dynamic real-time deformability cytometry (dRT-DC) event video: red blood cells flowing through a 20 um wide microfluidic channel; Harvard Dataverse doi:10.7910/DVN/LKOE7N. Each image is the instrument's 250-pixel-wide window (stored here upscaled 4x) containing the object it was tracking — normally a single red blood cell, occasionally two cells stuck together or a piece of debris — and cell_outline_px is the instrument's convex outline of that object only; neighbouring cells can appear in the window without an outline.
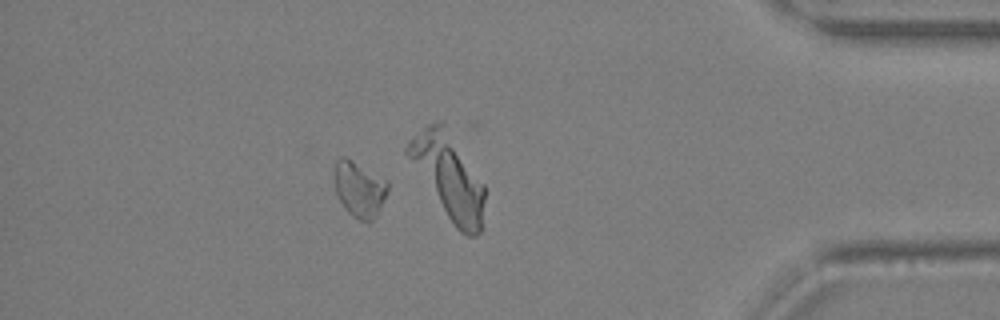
{"species": "Egyptian fruit bat (a non-hibernating species)", "species_latin": "Rousettus aegyptiacus", "temperature_condition": "warm", "stored_images_in_passage": 34, "camera_frame_rate_fps": 3000, "um_per_image_px": 0.085, "animal": {"sex": "female"}, "frame": {"image": 1, "passage_image": 29, "time_ms": 9.333, "image_size_px": [1000, 320], "cell_outline_px": [[388, 192], [376, 216], [372, 220], [360, 220], [352, 216], [344, 208], [336, 192], [336, 160], [340, 156], [344, 156], [352, 160], [388, 180]], "centroid_in_image_um": [30.58, 16.07], "position_along_channel_um": 404.6, "area_um2": 17.05}}